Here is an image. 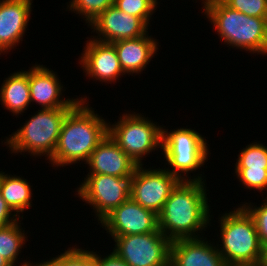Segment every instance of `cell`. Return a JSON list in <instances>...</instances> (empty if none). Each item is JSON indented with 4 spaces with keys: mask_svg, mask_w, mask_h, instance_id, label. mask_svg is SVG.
Segmentation results:
<instances>
[{
    "mask_svg": "<svg viewBox=\"0 0 267 266\" xmlns=\"http://www.w3.org/2000/svg\"><path fill=\"white\" fill-rule=\"evenodd\" d=\"M111 43L117 52L120 66L128 75L139 74L158 50L157 40L148 35ZM149 36V37H148Z\"/></svg>",
    "mask_w": 267,
    "mask_h": 266,
    "instance_id": "cell-19",
    "label": "cell"
},
{
    "mask_svg": "<svg viewBox=\"0 0 267 266\" xmlns=\"http://www.w3.org/2000/svg\"><path fill=\"white\" fill-rule=\"evenodd\" d=\"M97 265L98 266H128L117 254L113 251L104 258L102 255L97 254Z\"/></svg>",
    "mask_w": 267,
    "mask_h": 266,
    "instance_id": "cell-29",
    "label": "cell"
},
{
    "mask_svg": "<svg viewBox=\"0 0 267 266\" xmlns=\"http://www.w3.org/2000/svg\"><path fill=\"white\" fill-rule=\"evenodd\" d=\"M72 108L40 109L24 123L23 127L9 135L4 144L11 154L29 153L30 156L47 157L53 155L61 131L62 123Z\"/></svg>",
    "mask_w": 267,
    "mask_h": 266,
    "instance_id": "cell-5",
    "label": "cell"
},
{
    "mask_svg": "<svg viewBox=\"0 0 267 266\" xmlns=\"http://www.w3.org/2000/svg\"><path fill=\"white\" fill-rule=\"evenodd\" d=\"M90 39V40H89ZM81 54L79 63L86 76L110 84L119 80L123 72L115 47L111 43L100 42L89 38Z\"/></svg>",
    "mask_w": 267,
    "mask_h": 266,
    "instance_id": "cell-13",
    "label": "cell"
},
{
    "mask_svg": "<svg viewBox=\"0 0 267 266\" xmlns=\"http://www.w3.org/2000/svg\"><path fill=\"white\" fill-rule=\"evenodd\" d=\"M32 3V0H0V55L23 41Z\"/></svg>",
    "mask_w": 267,
    "mask_h": 266,
    "instance_id": "cell-16",
    "label": "cell"
},
{
    "mask_svg": "<svg viewBox=\"0 0 267 266\" xmlns=\"http://www.w3.org/2000/svg\"><path fill=\"white\" fill-rule=\"evenodd\" d=\"M108 134L137 164L150 152L162 148V127L139 113H124L115 124L108 123Z\"/></svg>",
    "mask_w": 267,
    "mask_h": 266,
    "instance_id": "cell-7",
    "label": "cell"
},
{
    "mask_svg": "<svg viewBox=\"0 0 267 266\" xmlns=\"http://www.w3.org/2000/svg\"><path fill=\"white\" fill-rule=\"evenodd\" d=\"M2 172L0 179V192L6 204L13 210V213L20 218V212L31 206L32 192L31 185L26 179L20 176H10Z\"/></svg>",
    "mask_w": 267,
    "mask_h": 266,
    "instance_id": "cell-21",
    "label": "cell"
},
{
    "mask_svg": "<svg viewBox=\"0 0 267 266\" xmlns=\"http://www.w3.org/2000/svg\"><path fill=\"white\" fill-rule=\"evenodd\" d=\"M13 210L6 204L0 192V228L9 226L17 222L20 218L12 214Z\"/></svg>",
    "mask_w": 267,
    "mask_h": 266,
    "instance_id": "cell-28",
    "label": "cell"
},
{
    "mask_svg": "<svg viewBox=\"0 0 267 266\" xmlns=\"http://www.w3.org/2000/svg\"><path fill=\"white\" fill-rule=\"evenodd\" d=\"M107 135V121L86 100H80L65 117L54 153L47 160L57 168L80 161L86 163Z\"/></svg>",
    "mask_w": 267,
    "mask_h": 266,
    "instance_id": "cell-2",
    "label": "cell"
},
{
    "mask_svg": "<svg viewBox=\"0 0 267 266\" xmlns=\"http://www.w3.org/2000/svg\"><path fill=\"white\" fill-rule=\"evenodd\" d=\"M88 26L93 29L92 32L98 33L93 39L105 43L135 39L145 35L149 29L139 17L129 15L114 5L103 11Z\"/></svg>",
    "mask_w": 267,
    "mask_h": 266,
    "instance_id": "cell-12",
    "label": "cell"
},
{
    "mask_svg": "<svg viewBox=\"0 0 267 266\" xmlns=\"http://www.w3.org/2000/svg\"><path fill=\"white\" fill-rule=\"evenodd\" d=\"M231 9L250 17L267 18V0H222Z\"/></svg>",
    "mask_w": 267,
    "mask_h": 266,
    "instance_id": "cell-27",
    "label": "cell"
},
{
    "mask_svg": "<svg viewBox=\"0 0 267 266\" xmlns=\"http://www.w3.org/2000/svg\"><path fill=\"white\" fill-rule=\"evenodd\" d=\"M28 80L31 102L38 103L39 109L52 108H73L80 100H86L87 97L76 99H63L60 79L56 73L43 65H36L28 70ZM62 98V99H61Z\"/></svg>",
    "mask_w": 267,
    "mask_h": 266,
    "instance_id": "cell-14",
    "label": "cell"
},
{
    "mask_svg": "<svg viewBox=\"0 0 267 266\" xmlns=\"http://www.w3.org/2000/svg\"><path fill=\"white\" fill-rule=\"evenodd\" d=\"M167 130V131H166ZM204 136L191 128H176L168 132L162 127V154L171 168L167 170L179 180L204 181L202 174L188 177L207 162L209 149ZM186 174V175H185ZM183 175V176H181ZM200 175V176H199ZM188 178V179H187Z\"/></svg>",
    "mask_w": 267,
    "mask_h": 266,
    "instance_id": "cell-6",
    "label": "cell"
},
{
    "mask_svg": "<svg viewBox=\"0 0 267 266\" xmlns=\"http://www.w3.org/2000/svg\"><path fill=\"white\" fill-rule=\"evenodd\" d=\"M203 4L206 18L227 47L267 55V18L247 16L222 0H205Z\"/></svg>",
    "mask_w": 267,
    "mask_h": 266,
    "instance_id": "cell-3",
    "label": "cell"
},
{
    "mask_svg": "<svg viewBox=\"0 0 267 266\" xmlns=\"http://www.w3.org/2000/svg\"><path fill=\"white\" fill-rule=\"evenodd\" d=\"M261 266H267V249L264 250V255H263Z\"/></svg>",
    "mask_w": 267,
    "mask_h": 266,
    "instance_id": "cell-32",
    "label": "cell"
},
{
    "mask_svg": "<svg viewBox=\"0 0 267 266\" xmlns=\"http://www.w3.org/2000/svg\"><path fill=\"white\" fill-rule=\"evenodd\" d=\"M0 266H12V265L0 255Z\"/></svg>",
    "mask_w": 267,
    "mask_h": 266,
    "instance_id": "cell-31",
    "label": "cell"
},
{
    "mask_svg": "<svg viewBox=\"0 0 267 266\" xmlns=\"http://www.w3.org/2000/svg\"><path fill=\"white\" fill-rule=\"evenodd\" d=\"M157 5V0H114L116 8L129 15L139 17L148 27Z\"/></svg>",
    "mask_w": 267,
    "mask_h": 266,
    "instance_id": "cell-24",
    "label": "cell"
},
{
    "mask_svg": "<svg viewBox=\"0 0 267 266\" xmlns=\"http://www.w3.org/2000/svg\"><path fill=\"white\" fill-rule=\"evenodd\" d=\"M21 221H17L9 226L0 228V255L12 266H16L19 251L22 249L27 237V233L22 231ZM21 228V229H20ZM26 235V237H25Z\"/></svg>",
    "mask_w": 267,
    "mask_h": 266,
    "instance_id": "cell-22",
    "label": "cell"
},
{
    "mask_svg": "<svg viewBox=\"0 0 267 266\" xmlns=\"http://www.w3.org/2000/svg\"><path fill=\"white\" fill-rule=\"evenodd\" d=\"M69 11L79 14L86 23L91 24L103 11L114 5V0H71Z\"/></svg>",
    "mask_w": 267,
    "mask_h": 266,
    "instance_id": "cell-25",
    "label": "cell"
},
{
    "mask_svg": "<svg viewBox=\"0 0 267 266\" xmlns=\"http://www.w3.org/2000/svg\"><path fill=\"white\" fill-rule=\"evenodd\" d=\"M43 264L45 266H98L96 252L77 247H70L57 257L44 261Z\"/></svg>",
    "mask_w": 267,
    "mask_h": 266,
    "instance_id": "cell-23",
    "label": "cell"
},
{
    "mask_svg": "<svg viewBox=\"0 0 267 266\" xmlns=\"http://www.w3.org/2000/svg\"><path fill=\"white\" fill-rule=\"evenodd\" d=\"M205 185V181L180 180L172 189L158 214V228L171 242L201 238L198 233L208 227L212 215Z\"/></svg>",
    "mask_w": 267,
    "mask_h": 266,
    "instance_id": "cell-1",
    "label": "cell"
},
{
    "mask_svg": "<svg viewBox=\"0 0 267 266\" xmlns=\"http://www.w3.org/2000/svg\"><path fill=\"white\" fill-rule=\"evenodd\" d=\"M235 173L239 182L259 192L267 189V146L250 143L238 155Z\"/></svg>",
    "mask_w": 267,
    "mask_h": 266,
    "instance_id": "cell-18",
    "label": "cell"
},
{
    "mask_svg": "<svg viewBox=\"0 0 267 266\" xmlns=\"http://www.w3.org/2000/svg\"><path fill=\"white\" fill-rule=\"evenodd\" d=\"M99 223L110 236L137 235L159 230L158 215L139 205L131 197L114 208Z\"/></svg>",
    "mask_w": 267,
    "mask_h": 266,
    "instance_id": "cell-11",
    "label": "cell"
},
{
    "mask_svg": "<svg viewBox=\"0 0 267 266\" xmlns=\"http://www.w3.org/2000/svg\"><path fill=\"white\" fill-rule=\"evenodd\" d=\"M241 205L252 217L256 231L264 249H267V197L261 206H252L250 203Z\"/></svg>",
    "mask_w": 267,
    "mask_h": 266,
    "instance_id": "cell-26",
    "label": "cell"
},
{
    "mask_svg": "<svg viewBox=\"0 0 267 266\" xmlns=\"http://www.w3.org/2000/svg\"><path fill=\"white\" fill-rule=\"evenodd\" d=\"M130 179L103 174H87L77 188L78 197L86 204L93 206L99 222L130 197Z\"/></svg>",
    "mask_w": 267,
    "mask_h": 266,
    "instance_id": "cell-9",
    "label": "cell"
},
{
    "mask_svg": "<svg viewBox=\"0 0 267 266\" xmlns=\"http://www.w3.org/2000/svg\"><path fill=\"white\" fill-rule=\"evenodd\" d=\"M179 181L166 167L164 170L163 167L145 169L143 165H138L130 179V197L158 215Z\"/></svg>",
    "mask_w": 267,
    "mask_h": 266,
    "instance_id": "cell-10",
    "label": "cell"
},
{
    "mask_svg": "<svg viewBox=\"0 0 267 266\" xmlns=\"http://www.w3.org/2000/svg\"><path fill=\"white\" fill-rule=\"evenodd\" d=\"M113 252L128 266H170L171 241L160 231L111 236Z\"/></svg>",
    "mask_w": 267,
    "mask_h": 266,
    "instance_id": "cell-8",
    "label": "cell"
},
{
    "mask_svg": "<svg viewBox=\"0 0 267 266\" xmlns=\"http://www.w3.org/2000/svg\"><path fill=\"white\" fill-rule=\"evenodd\" d=\"M0 101L16 116L27 110L31 104L28 71L21 70L5 78L0 88Z\"/></svg>",
    "mask_w": 267,
    "mask_h": 266,
    "instance_id": "cell-20",
    "label": "cell"
},
{
    "mask_svg": "<svg viewBox=\"0 0 267 266\" xmlns=\"http://www.w3.org/2000/svg\"><path fill=\"white\" fill-rule=\"evenodd\" d=\"M23 261H25V262H21L20 264V266H45L44 264H43V262H41V263H37V264H33V262L32 263H30V261H26V260H23Z\"/></svg>",
    "mask_w": 267,
    "mask_h": 266,
    "instance_id": "cell-30",
    "label": "cell"
},
{
    "mask_svg": "<svg viewBox=\"0 0 267 266\" xmlns=\"http://www.w3.org/2000/svg\"><path fill=\"white\" fill-rule=\"evenodd\" d=\"M88 174H103L132 178L137 164L118 146L108 134L91 153Z\"/></svg>",
    "mask_w": 267,
    "mask_h": 266,
    "instance_id": "cell-15",
    "label": "cell"
},
{
    "mask_svg": "<svg viewBox=\"0 0 267 266\" xmlns=\"http://www.w3.org/2000/svg\"><path fill=\"white\" fill-rule=\"evenodd\" d=\"M170 266H227L217 247L201 238L171 242Z\"/></svg>",
    "mask_w": 267,
    "mask_h": 266,
    "instance_id": "cell-17",
    "label": "cell"
},
{
    "mask_svg": "<svg viewBox=\"0 0 267 266\" xmlns=\"http://www.w3.org/2000/svg\"><path fill=\"white\" fill-rule=\"evenodd\" d=\"M222 244L217 249L227 266H261L264 248L260 243L252 217L240 205L221 215ZM220 247V248H219Z\"/></svg>",
    "mask_w": 267,
    "mask_h": 266,
    "instance_id": "cell-4",
    "label": "cell"
}]
</instances>
